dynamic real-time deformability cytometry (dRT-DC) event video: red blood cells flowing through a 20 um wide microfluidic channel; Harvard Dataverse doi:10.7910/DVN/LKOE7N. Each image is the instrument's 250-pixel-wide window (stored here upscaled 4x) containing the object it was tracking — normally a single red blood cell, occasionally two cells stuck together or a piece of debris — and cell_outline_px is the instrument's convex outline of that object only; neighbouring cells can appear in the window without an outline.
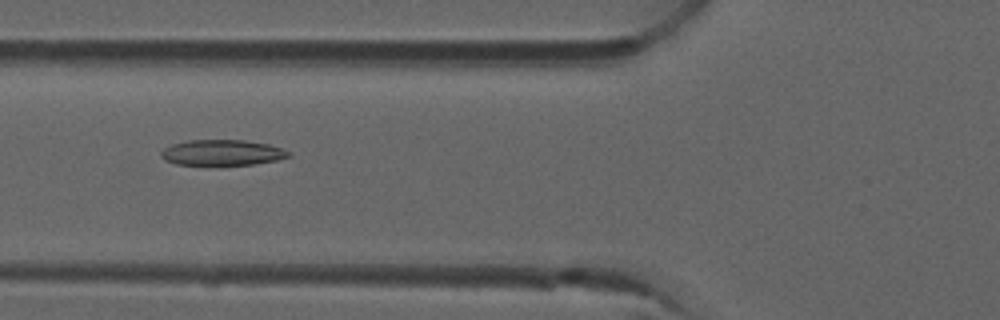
{"species": "common noctule bat (a hibernating species)", "species_latin": "Nyctalus noctula", "temperature_condition": "room temperature", "stored_images_in_passage": 52, "camera_frame_rate_fps": 3000, "um_per_image_px": 0.085, "animal": {"sex": "male", "forearm_length_mm": 52.5}, "frame": {"image": 1, "passage_image": 20, "time_ms": 6.333, "image_size_px": [1000, 320], "cell_outline_px": [[292, 156], [276, 160], [252, 164], [220, 168], [216, 168], [176, 164], [164, 160], [160, 156], [160, 152], [164, 148], [172, 144], [188, 140], [244, 140], [268, 144], [292, 152]], "centroid_in_image_um": [18.85, 13.02], "position_along_channel_um": 107.0, "area_um2": 20.06}}
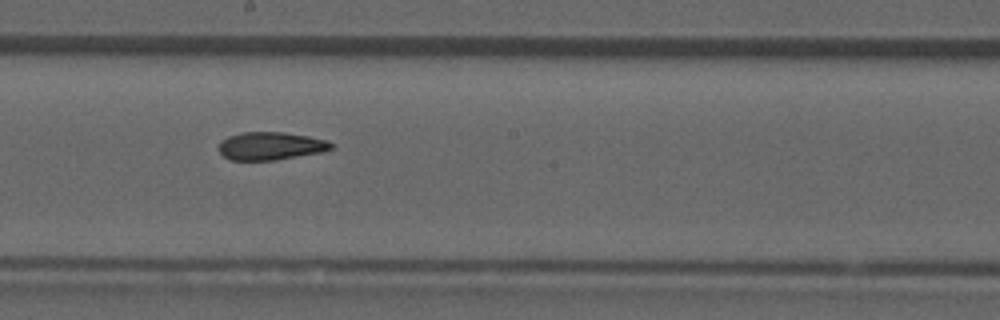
{"frame": {"image": 2, "passage_image": 29, "time_ms": 9.333, "image_size_px": [1000, 320], "cell_outline_px": [[332, 148], [324, 152], [276, 160], [228, 160], [220, 152], [220, 140], [228, 136], [240, 132], [284, 132], [308, 136], [328, 140], [332, 144]], "centroid_in_image_um": [23.01, 12.4], "position_along_channel_um": 225.2, "area_um2": 18.44}}
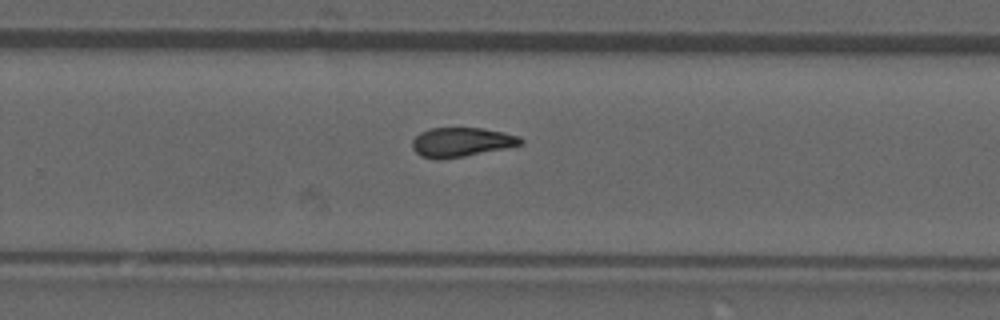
{"frame": {"image": 3, "passage_image": 34, "time_ms": 11.0, "image_size_px": [1000, 320], "cell_outline_px": [[524, 144], [508, 148], [464, 156], [436, 160], [420, 156], [412, 148], [412, 140], [420, 132], [428, 128], [480, 128], [504, 132], [520, 136], [524, 140]], "centroid_in_image_um": [39.23, 12.08], "position_along_channel_um": 290.6, "area_um2": 18.73}, "authors_computed_cell_mechanics": {"area_um2": 19.0451, "velocity_mm_per_s": 3.9405, "shape_relaxation_time_tau1_ms": null, "shape_relaxation_time_tau2_ms": 3.8892, "deformation_change_tau1": null, "deformation_change_tau2": 0.1182}}